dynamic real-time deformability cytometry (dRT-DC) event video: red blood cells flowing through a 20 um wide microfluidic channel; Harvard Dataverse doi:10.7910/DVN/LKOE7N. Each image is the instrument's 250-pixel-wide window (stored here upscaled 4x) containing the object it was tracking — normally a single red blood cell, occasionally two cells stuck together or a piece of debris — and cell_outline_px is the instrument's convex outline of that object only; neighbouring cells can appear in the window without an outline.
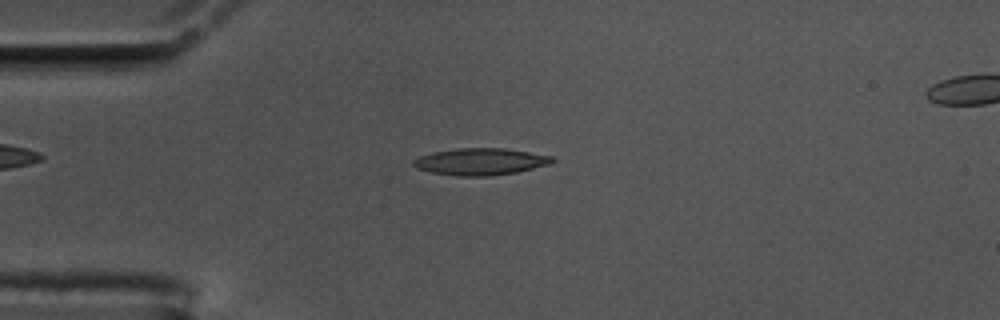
{"species": "common noctule bat (a hibernating species)", "species_latin": "Nyctalus noctula", "temperature_condition": "cold", "stored_images_in_passage": 43, "camera_frame_rate_fps": 3000, "um_per_image_px": 0.085, "animal": {"sex": "male", "body_mass_g": 17.5, "forearm_length_mm": 52.3}, "frame": {"image": 1, "passage_image": 1, "time_ms": 0.0, "image_size_px": [1000, 320], "cell_outline_px": [[556, 160], [552, 164], [516, 172], [492, 176], [456, 176], [432, 172], [416, 168], [412, 164], [412, 160], [420, 156], [432, 152], [460, 148], [504, 148], [552, 156]], "centroid_in_image_um": [40.85, 13.74], "position_along_channel_um": 44.2, "area_um2": 21.79}}
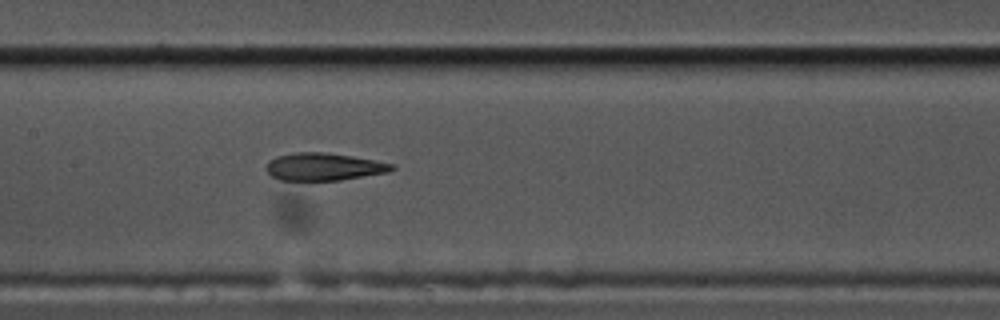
{"frame": {"image": 2, "passage_image": 14, "time_ms": 4.333, "image_size_px": [1000, 320], "cell_outline_px": [[396, 168], [388, 172], [340, 180], [280, 180], [272, 176], [264, 168], [268, 160], [276, 156], [296, 152], [324, 152], [352, 156], [396, 164]], "centroid_in_image_um": [27.51, 14.16], "position_along_channel_um": 179.9, "area_um2": 20.23}}
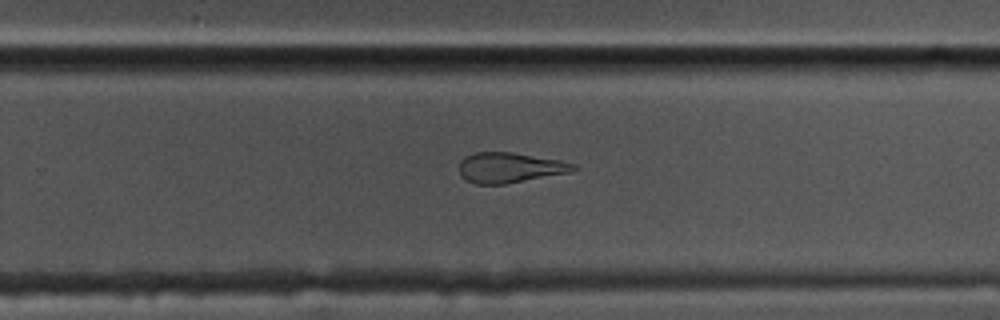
{"frame": {"image": 3, "passage_image": 23, "time_ms": 7.333, "image_size_px": [1000, 320], "cell_outline_px": [[580, 168], [572, 172], [504, 184], [476, 184], [460, 176], [460, 160], [464, 156], [476, 152], [512, 152], [560, 160], [576, 164]], "centroid_in_image_um": [43.36, 14.24], "position_along_channel_um": 286.4, "area_um2": 20.23}, "authors_computed_cell_mechanics": {"area_um2": 21.386, "velocity_mm_per_s": 3.5602, "shape_relaxation_time_tau1_ms": null, "shape_relaxation_time_tau2_ms": 3.6571, "deformation_change_tau1": null, "deformation_change_tau2": 0.1149}}